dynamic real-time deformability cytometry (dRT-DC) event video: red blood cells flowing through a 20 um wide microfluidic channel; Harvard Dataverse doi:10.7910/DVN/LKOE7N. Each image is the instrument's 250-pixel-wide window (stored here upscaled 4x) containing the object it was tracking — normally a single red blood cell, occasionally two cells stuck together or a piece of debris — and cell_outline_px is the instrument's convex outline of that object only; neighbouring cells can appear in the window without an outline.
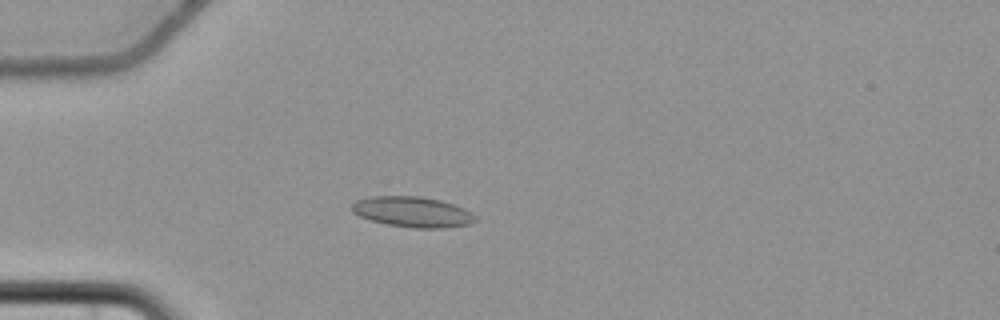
{"species": "common noctule bat (a hibernating species)", "species_latin": "Nyctalus noctula", "temperature_condition": "cold", "stored_images_in_passage": 5, "camera_frame_rate_fps": 3000, "um_per_image_px": 0.085, "animal": {"sex": "female", "body_mass_g": 22.7, "forearm_length_mm": 54.2}, "frame": {"image": 1, "passage_image": 5, "time_ms": 4.667, "image_size_px": [1000, 320], "cell_outline_px": [[476, 220], [468, 224], [444, 228], [416, 228], [388, 224], [372, 220], [360, 216], [352, 212], [348, 208], [356, 200], [372, 196], [420, 196], [440, 200], [464, 208], [472, 212], [476, 216]], "centroid_in_image_um": [35.05, 18.0], "position_along_channel_um": 50.0, "area_um2": 21.91}}